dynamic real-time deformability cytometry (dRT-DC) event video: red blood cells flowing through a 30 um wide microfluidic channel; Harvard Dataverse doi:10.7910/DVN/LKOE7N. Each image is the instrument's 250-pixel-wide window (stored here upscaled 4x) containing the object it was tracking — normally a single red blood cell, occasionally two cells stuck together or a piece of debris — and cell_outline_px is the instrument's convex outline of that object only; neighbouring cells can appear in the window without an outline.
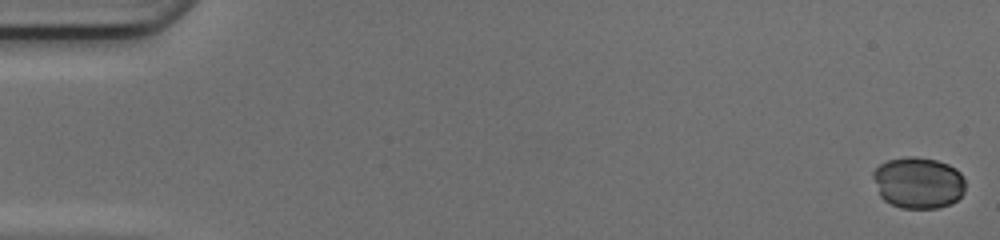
{"species": "common noctule bat (a hibernating species)", "species_latin": "Nyctalus noctula", "temperature_condition": "cold", "stored_images_in_passage": 43, "camera_frame_rate_fps": 3000, "um_per_image_px": 0.085, "animal": {"sex": "female", "body_mass_g": 17.0, "forearm_length_mm": 48.0}, "frame": {"image": 1, "passage_image": 1, "time_ms": 0.0, "image_size_px": [1000, 240], "cell_outline_px": [[964, 192], [956, 200], [948, 204], [936, 208], [900, 208], [884, 200], [880, 196], [872, 176], [872, 172], [880, 164], [888, 160], [908, 156], [916, 156], [936, 160], [948, 164], [956, 168], [960, 172], [964, 180]], "centroid_in_image_um": [78.04, 15.52], "position_along_channel_um": 7.0, "area_um2": 27.63}}
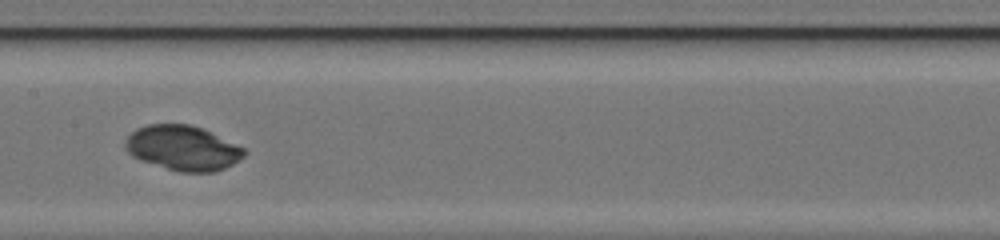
{"frame": {"image": 2, "passage_image": 26, "time_ms": 8.333, "image_size_px": [1000, 240], "cell_outline_px": [[248, 152], [244, 156], [232, 164], [216, 172], [180, 172], [140, 160], [132, 156], [124, 148], [124, 140], [136, 128], [148, 124], [188, 124], [200, 128], [244, 148]], "centroid_in_image_um": [15.5, 12.59], "position_along_channel_um": 191.9, "area_um2": 30.87}}
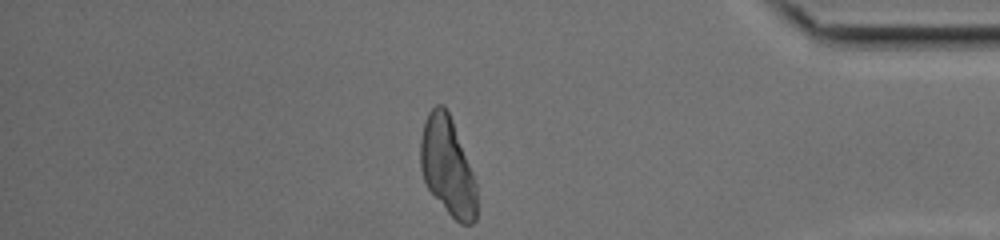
{"frame": {"image": 3, "passage_image": 43, "time_ms": 14.0, "image_size_px": [1000, 240], "cell_outline_px": [[476, 220], [472, 224], [460, 224], [448, 212], [428, 188], [424, 180], [420, 168], [420, 140], [424, 120], [428, 112], [436, 104], [444, 104], [452, 120], [472, 172], [476, 184]], "centroid_in_image_um": [38.02, 14.12], "position_along_channel_um": 397.2, "area_um2": 31.91}}